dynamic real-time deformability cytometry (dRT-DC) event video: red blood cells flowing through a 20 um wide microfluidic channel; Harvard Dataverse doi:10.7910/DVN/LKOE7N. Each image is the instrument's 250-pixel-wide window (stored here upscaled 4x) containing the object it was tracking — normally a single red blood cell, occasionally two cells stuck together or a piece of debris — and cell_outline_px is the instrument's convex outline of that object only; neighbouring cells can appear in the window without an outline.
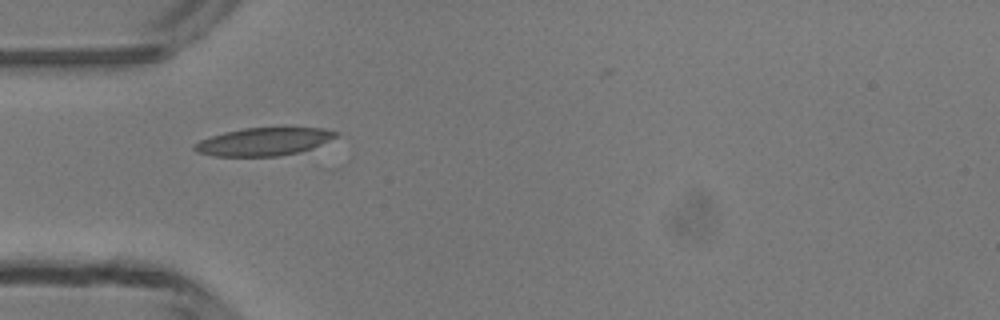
{"species": "common noctule bat (a hibernating species)", "species_latin": "Nyctalus noctula", "temperature_condition": "room temperature", "stored_images_in_passage": 5, "camera_frame_rate_fps": 3000, "um_per_image_px": 0.085, "animal": {"sex": "male", "body_mass_g": 13.3}, "frame": {"image": 1, "passage_image": 5, "time_ms": 4.667, "image_size_px": [1000, 320], "cell_outline_px": [[336, 136], [312, 148], [300, 152], [280, 156], [212, 156], [196, 152], [192, 148], [192, 144], [200, 140], [224, 132], [244, 128], [324, 128], [336, 132]], "centroid_in_image_um": [22.34, 12.05], "position_along_channel_um": 62.7, "area_um2": 22.83}}